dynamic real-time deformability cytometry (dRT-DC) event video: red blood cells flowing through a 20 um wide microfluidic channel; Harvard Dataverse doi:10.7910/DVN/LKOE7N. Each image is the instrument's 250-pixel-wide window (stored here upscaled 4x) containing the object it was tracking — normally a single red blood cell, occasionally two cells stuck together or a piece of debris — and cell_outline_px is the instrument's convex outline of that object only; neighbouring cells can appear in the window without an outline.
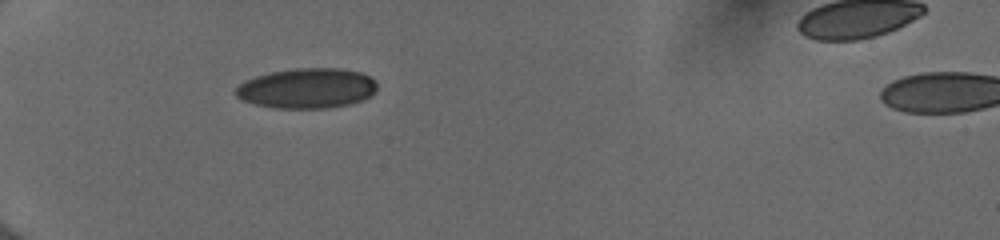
{"species": "human", "species_latin": "Homo sapiens", "temperature_condition": "cold", "stored_images_in_passage": 5, "camera_frame_rate_fps": 3000, "um_per_image_px": 0.085, "donor": {"sex": "female"}, "frame": {"image": 1, "passage_image": 1, "time_ms": 0.0, "image_size_px": [1000, 240], "cell_outline_px": [[376, 88], [364, 100], [348, 104], [324, 108], [276, 108], [256, 104], [244, 100], [236, 96], [236, 88], [244, 80], [256, 76], [272, 72], [296, 68], [340, 68], [360, 72], [368, 76], [376, 84]], "centroid_in_image_um": [26.07, 7.5], "position_along_channel_um": 58.9, "area_um2": 32.66}}